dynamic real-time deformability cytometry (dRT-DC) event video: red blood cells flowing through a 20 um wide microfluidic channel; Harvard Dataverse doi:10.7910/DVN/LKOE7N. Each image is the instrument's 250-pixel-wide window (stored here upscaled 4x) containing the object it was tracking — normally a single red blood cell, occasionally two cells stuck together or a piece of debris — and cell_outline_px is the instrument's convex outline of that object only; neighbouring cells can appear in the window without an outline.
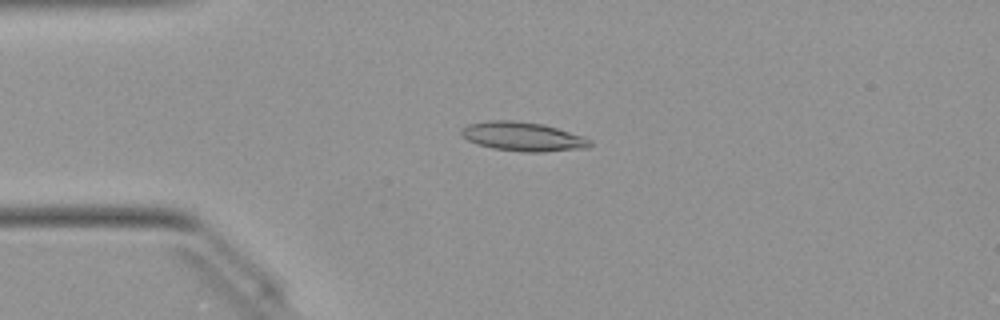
{"species": "Egyptian fruit bat (a non-hibernating species)", "species_latin": "Rousettus aegyptiacus", "temperature_condition": "warm", "stored_images_in_passage": 50, "camera_frame_rate_fps": 3000, "um_per_image_px": 0.085, "animal": {"sex": "female"}, "frame": {"image": 1, "passage_image": 12, "time_ms": 3.667, "image_size_px": [1000, 320], "cell_outline_px": [[592, 144], [588, 148], [544, 152], [524, 152], [492, 148], [476, 144], [468, 140], [460, 132], [460, 128], [468, 124], [488, 120], [516, 120], [544, 124], [584, 136], [592, 140]], "centroid_in_image_um": [44.46, 11.6], "position_along_channel_um": 40.5, "area_um2": 22.08}}
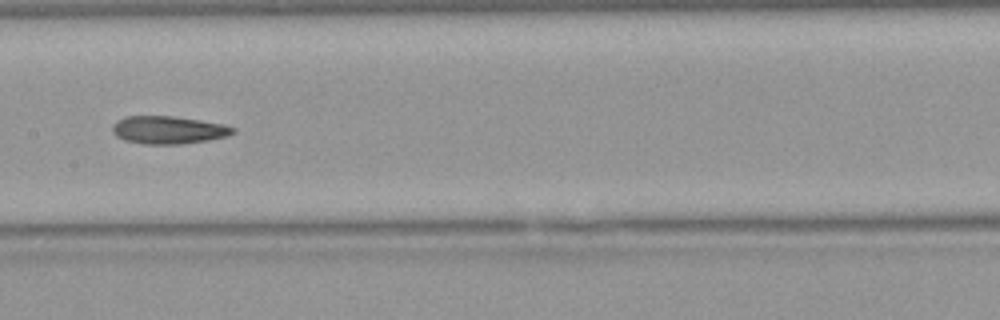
{"frame": {"image": 2, "passage_image": 25, "time_ms": 8.0, "image_size_px": [1000, 320], "cell_outline_px": [[236, 132], [228, 136], [208, 140], [184, 144], [144, 144], [124, 140], [116, 136], [112, 132], [112, 124], [116, 120], [124, 116], [172, 116], [200, 120], [224, 124], [236, 128]], "centroid_in_image_um": [14.31, 11.04], "position_along_channel_um": 193.1, "area_um2": 19.77}}
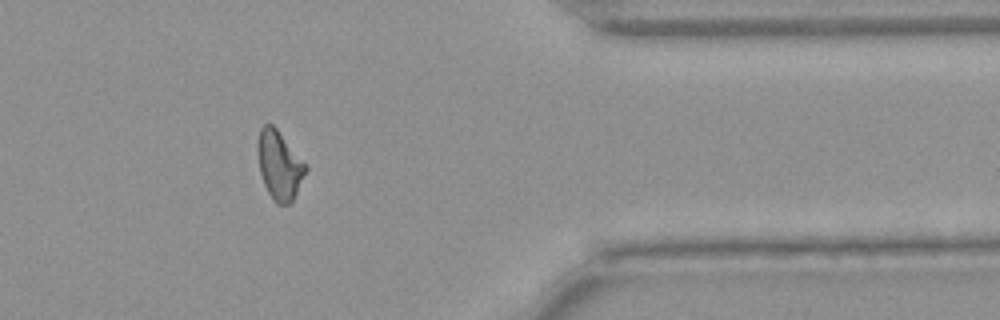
{"frame": {"image": 3, "passage_image": 41, "time_ms": 13.333, "image_size_px": [1000, 320], "cell_outline_px": [[308, 168], [292, 200], [288, 204], [276, 204], [272, 200], [264, 184], [260, 172], [256, 152], [256, 144], [260, 128], [264, 124], [272, 124], [276, 128]], "centroid_in_image_um": [23.69, 14.04], "position_along_channel_um": 387.7, "area_um2": 18.96}, "authors_computed_cell_mechanics": {"area_um2": 19.4208, "velocity_mm_per_s": 4.07, "shape_relaxation_time_tau1_ms": 8.18, "shape_relaxation_time_tau2_ms": 10.8342, "deformation_change_tau1": 0.2204, "deformation_change_tau2": 0.2133}}